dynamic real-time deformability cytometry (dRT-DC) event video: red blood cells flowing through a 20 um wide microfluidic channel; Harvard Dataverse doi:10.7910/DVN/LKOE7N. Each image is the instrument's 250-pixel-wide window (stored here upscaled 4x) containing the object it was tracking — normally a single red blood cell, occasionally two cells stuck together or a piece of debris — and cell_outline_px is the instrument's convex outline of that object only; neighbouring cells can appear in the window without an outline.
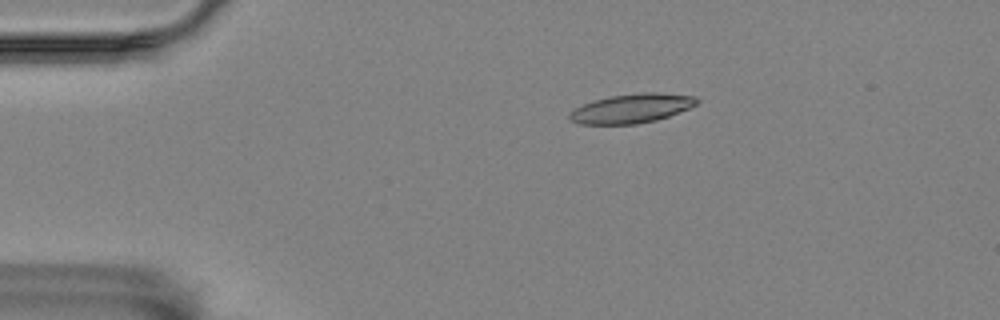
{"species": "Egyptian fruit bat (a non-hibernating species)", "species_latin": "Rousettus aegyptiacus", "temperature_condition": "room temperature", "stored_images_in_passage": 6, "camera_frame_rate_fps": 3000, "um_per_image_px": 0.085, "animal": {"sex": "female"}, "frame": {"image": 1, "passage_image": 3, "time_ms": 2.333, "image_size_px": [1000, 320], "cell_outline_px": [[700, 100], [696, 104], [688, 108], [668, 116], [656, 120], [636, 124], [580, 124], [572, 120], [568, 116], [576, 108], [584, 104], [596, 100], [612, 96], [644, 92], [656, 92], [696, 96]], "centroid_in_image_um": [53.73, 9.21], "position_along_channel_um": 31.3, "area_um2": 21.27}}
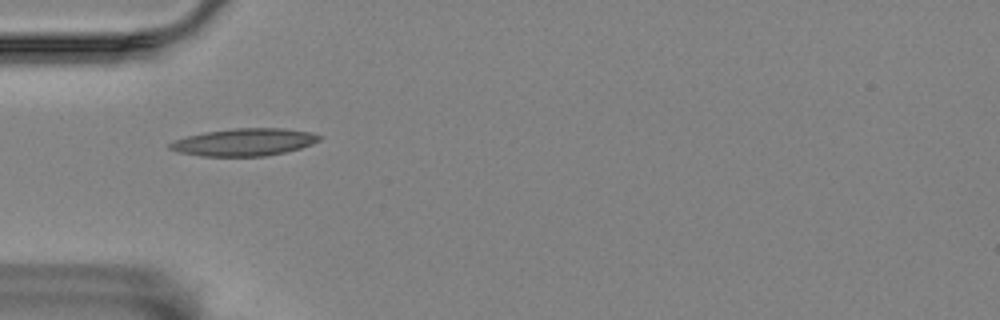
{"frame": {"image": 2, "passage_image": 5, "time_ms": 4.667, "image_size_px": [1000, 320], "cell_outline_px": [[324, 136], [320, 140], [312, 144], [300, 148], [268, 156], [200, 156], [176, 152], [168, 148], [168, 144], [176, 140], [188, 136], [204, 132], [232, 128], [284, 128], [312, 132]], "centroid_in_image_um": [20.78, 12.08], "position_along_channel_um": 64.2, "area_um2": 24.04}}
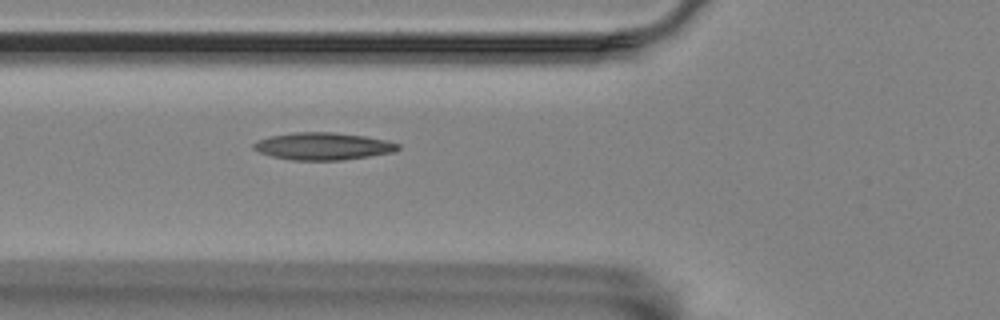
{"frame": {"image": 3, "passage_image": 6, "time_ms": 5.667, "image_size_px": [1000, 320], "cell_outline_px": [[400, 148], [396, 152], [340, 160], [292, 160], [272, 156], [260, 152], [252, 148], [252, 144], [260, 140], [272, 136], [292, 132], [336, 132], [364, 136], [384, 140], [400, 144]], "centroid_in_image_um": [27.47, 12.42], "position_along_channel_um": 98.3, "area_um2": 22.83}}